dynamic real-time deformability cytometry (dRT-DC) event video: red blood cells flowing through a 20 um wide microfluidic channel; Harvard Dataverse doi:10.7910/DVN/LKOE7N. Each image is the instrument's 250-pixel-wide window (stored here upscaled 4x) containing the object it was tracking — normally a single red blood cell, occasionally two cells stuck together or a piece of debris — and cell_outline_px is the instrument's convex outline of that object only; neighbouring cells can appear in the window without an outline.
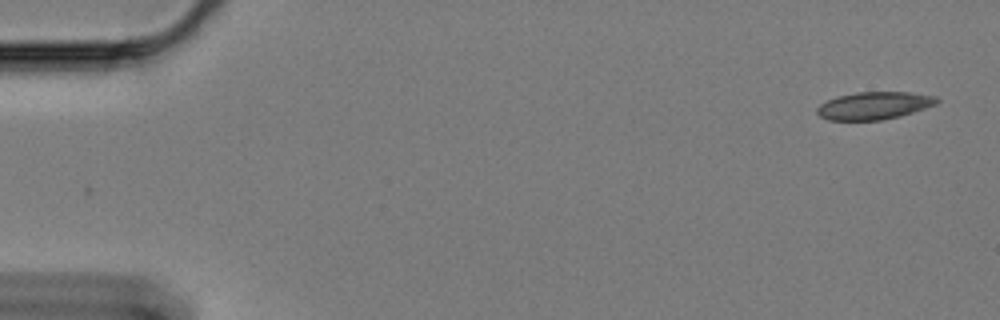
{"species": "Egyptian fruit bat (a non-hibernating species)", "species_latin": "Rousettus aegyptiacus", "temperature_condition": "cold", "stored_images_in_passage": 12, "camera_frame_rate_fps": 3000, "um_per_image_px": 0.085, "animal": {"sex": "female"}, "frame": {"image": 1, "passage_image": 1, "time_ms": 0.0, "image_size_px": [1000, 320], "cell_outline_px": [[940, 100], [936, 104], [900, 116], [880, 120], [828, 120], [820, 116], [816, 112], [816, 108], [820, 104], [836, 96], [856, 92], [908, 92], [936, 96]], "centroid_in_image_um": [74.27, 8.97], "position_along_channel_um": 10.7, "area_um2": 19.19}}